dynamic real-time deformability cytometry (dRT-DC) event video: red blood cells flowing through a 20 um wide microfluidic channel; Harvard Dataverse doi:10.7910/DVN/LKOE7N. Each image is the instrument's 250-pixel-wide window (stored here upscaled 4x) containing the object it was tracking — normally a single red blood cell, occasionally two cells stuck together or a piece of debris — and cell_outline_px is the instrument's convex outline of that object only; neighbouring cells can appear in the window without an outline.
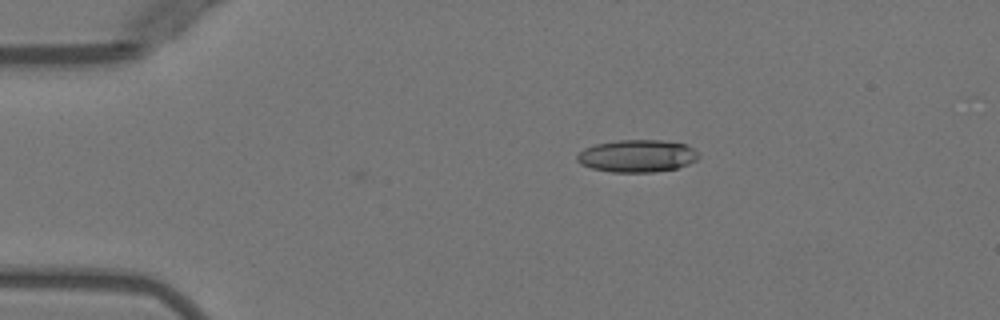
{"species": "Egyptian fruit bat (a non-hibernating species)", "species_latin": "Rousettus aegyptiacus", "temperature_condition": "warm", "stored_images_in_passage": 2, "camera_frame_rate_fps": 3000, "um_per_image_px": 0.085, "animal": {"sex": "female"}, "frame": {"image": 1, "passage_image": 2, "time_ms": 0.333, "image_size_px": [1000, 320], "cell_outline_px": [[700, 156], [696, 160], [688, 164], [676, 168], [656, 172], [612, 172], [592, 168], [580, 164], [576, 160], [576, 156], [584, 148], [596, 144], [616, 140], [660, 140], [688, 144]], "centroid_in_image_um": [54.15, 13.25], "position_along_channel_um": 30.9, "area_um2": 23.0}}